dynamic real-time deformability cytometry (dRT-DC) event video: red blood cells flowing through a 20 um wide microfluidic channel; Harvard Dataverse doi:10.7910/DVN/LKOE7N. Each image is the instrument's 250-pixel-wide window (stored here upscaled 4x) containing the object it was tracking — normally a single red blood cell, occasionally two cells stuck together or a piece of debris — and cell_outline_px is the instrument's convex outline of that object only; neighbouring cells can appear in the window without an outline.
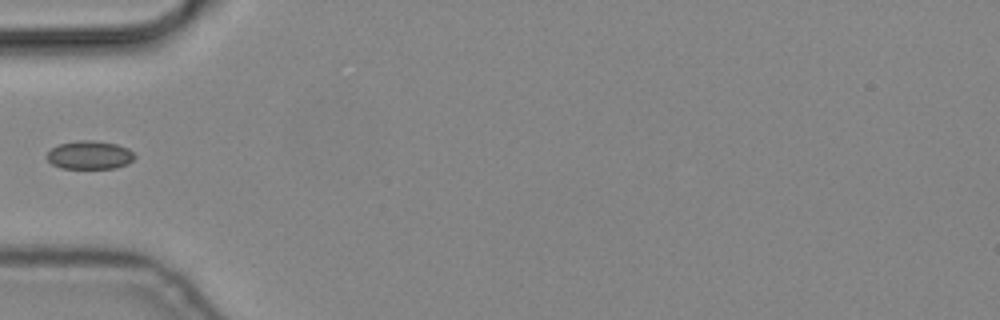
{"species": "common noctule bat (a hibernating species)", "species_latin": "Nyctalus noctula", "temperature_condition": "cold", "stored_images_in_passage": 1, "camera_frame_rate_fps": 3000, "um_per_image_px": 0.085, "animal": {"sex": "male", "body_mass_g": 19.2, "forearm_length_mm": 51.8}, "frame": {"image": 1, "passage_image": 1, "time_ms": 0.0, "image_size_px": [1000, 320], "cell_outline_px": [[136, 156], [128, 164], [116, 168], [60, 168], [52, 164], [48, 160], [48, 152], [52, 148], [60, 144], [76, 140], [92, 140], [116, 144], [128, 148]], "centroid_in_image_um": [7.64, 13.18], "position_along_channel_um": 77.4, "area_um2": 14.45}}